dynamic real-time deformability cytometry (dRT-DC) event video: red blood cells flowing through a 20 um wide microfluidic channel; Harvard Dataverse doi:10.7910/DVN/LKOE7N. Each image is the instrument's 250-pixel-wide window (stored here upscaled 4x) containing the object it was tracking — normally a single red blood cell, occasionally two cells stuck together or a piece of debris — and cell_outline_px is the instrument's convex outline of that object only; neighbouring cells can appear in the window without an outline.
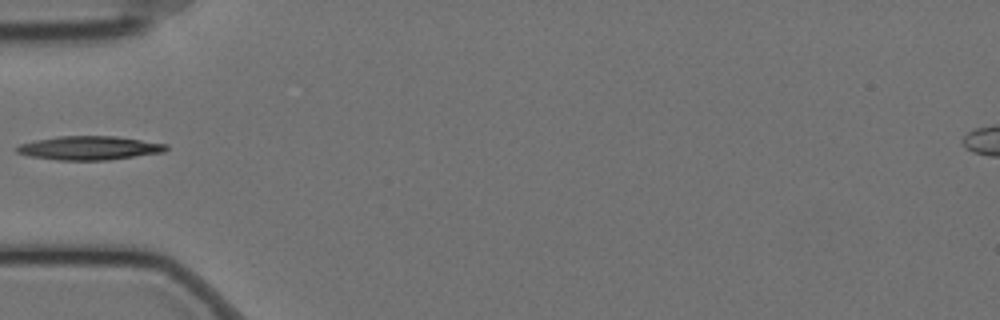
{"species": "Egyptian fruit bat (a non-hibernating species)", "species_latin": "Rousettus aegyptiacus", "temperature_condition": "cold", "stored_images_in_passage": 39, "camera_frame_rate_fps": 3000, "um_per_image_px": 0.085, "animal": {"sex": "female"}, "frame": {"image": 1, "passage_image": 1, "time_ms": 0.0, "image_size_px": [1000, 320], "cell_outline_px": [[168, 148], [164, 152], [108, 160], [56, 160], [28, 156], [16, 152], [16, 148], [20, 144], [36, 140], [56, 136], [116, 136], [168, 144]], "centroid_in_image_um": [7.59, 12.58], "position_along_channel_um": 77.4, "area_um2": 20.75}}
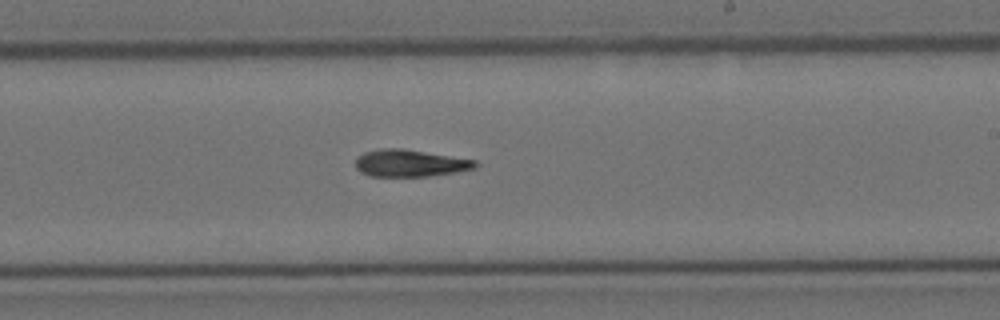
{"frame": {"image": 2, "passage_image": 16, "time_ms": 5.0, "image_size_px": [1000, 320], "cell_outline_px": [[476, 164], [472, 168], [456, 172], [428, 176], [372, 176], [360, 172], [356, 168], [356, 160], [364, 152], [380, 148], [404, 148], [476, 160]], "centroid_in_image_um": [34.82, 13.86], "position_along_channel_um": 254.2, "area_um2": 18.73}}
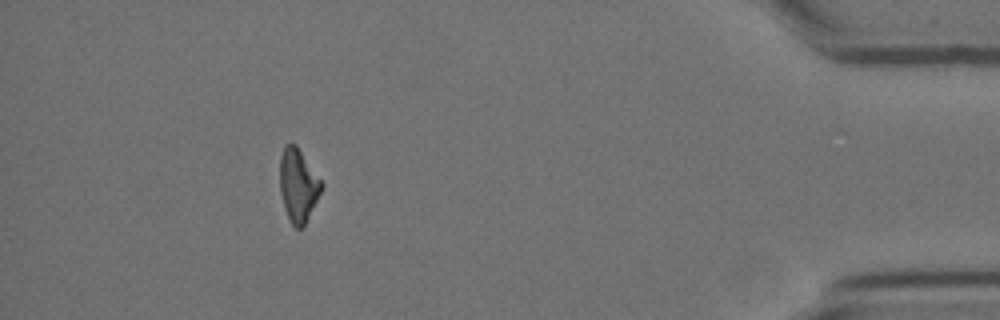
{"frame": {"image": 3, "passage_image": 34, "time_ms": 11.0, "image_size_px": [1000, 320], "cell_outline_px": [[324, 184], [304, 228], [296, 228], [292, 224], [284, 208], [280, 192], [280, 156], [284, 144], [296, 144]], "centroid_in_image_um": [25.34, 15.75], "position_along_channel_um": 409.9, "area_um2": 17.74}}